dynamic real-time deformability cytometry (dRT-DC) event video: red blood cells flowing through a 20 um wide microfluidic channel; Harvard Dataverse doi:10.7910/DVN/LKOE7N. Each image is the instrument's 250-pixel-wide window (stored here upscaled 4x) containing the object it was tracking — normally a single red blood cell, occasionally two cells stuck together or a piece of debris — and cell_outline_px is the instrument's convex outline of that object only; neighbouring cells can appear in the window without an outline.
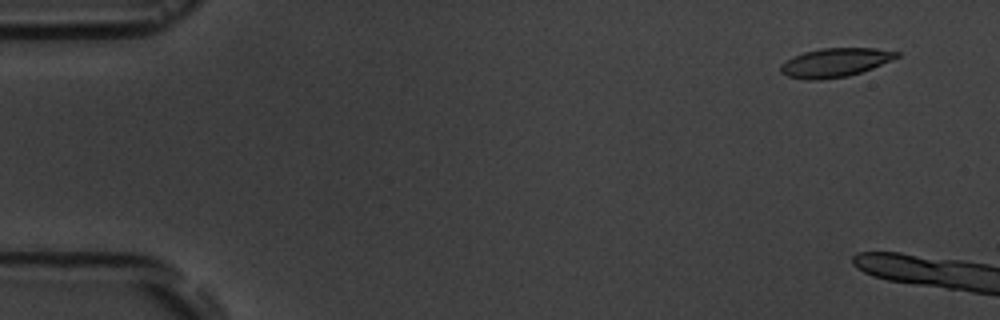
{"species": "common noctule bat (a hibernating species)", "species_latin": "Nyctalus noctula", "temperature_condition": "room temperature", "stored_images_in_passage": 3, "camera_frame_rate_fps": 3000, "um_per_image_px": 0.085, "animal": {"sex": "male", "body_mass_g": 19.5, "forearm_length_mm": 54.6}, "frame": {"image": 1, "passage_image": 1, "time_ms": 0.0, "image_size_px": [1000, 320], "cell_outline_px": [[900, 56], [872, 68], [848, 76], [820, 80], [808, 80], [788, 76], [780, 72], [780, 64], [792, 56], [804, 52], [824, 48], [876, 48], [900, 52]], "centroid_in_image_um": [70.96, 5.31], "position_along_channel_um": 14.0, "area_um2": 19.48}}